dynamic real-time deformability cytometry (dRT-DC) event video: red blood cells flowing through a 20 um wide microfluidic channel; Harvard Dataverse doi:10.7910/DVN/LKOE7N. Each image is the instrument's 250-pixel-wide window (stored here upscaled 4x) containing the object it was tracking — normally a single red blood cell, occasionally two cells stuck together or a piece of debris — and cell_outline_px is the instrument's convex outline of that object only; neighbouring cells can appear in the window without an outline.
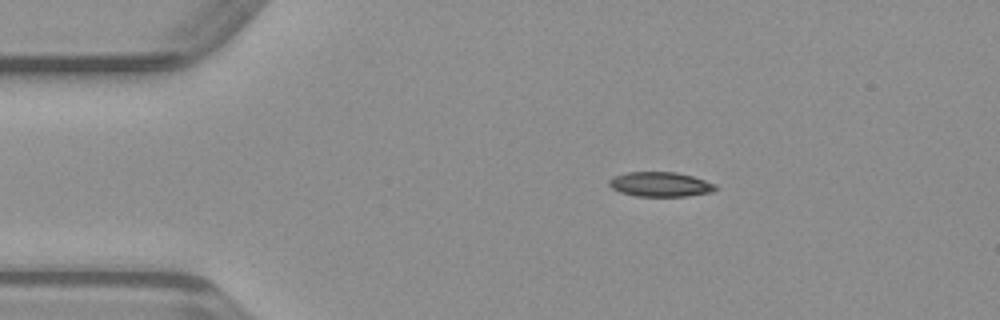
{"species": "common noctule bat (a hibernating species)", "species_latin": "Nyctalus noctula", "temperature_condition": "warm", "stored_images_in_passage": 41, "camera_frame_rate_fps": 3000, "um_per_image_px": 0.085, "animal": {"sex": "male", "body_mass_g": 23.1, "forearm_length_mm": 52.7}, "frame": {"image": 1, "passage_image": 1, "time_ms": 0.0, "image_size_px": [1000, 320], "cell_outline_px": [[716, 188], [712, 192], [684, 196], [636, 196], [620, 192], [612, 188], [608, 184], [608, 180], [612, 176], [624, 172], [676, 172], [692, 176], [716, 184]], "centroid_in_image_um": [56.07, 15.66], "position_along_channel_um": 28.9, "area_um2": 15.32}}
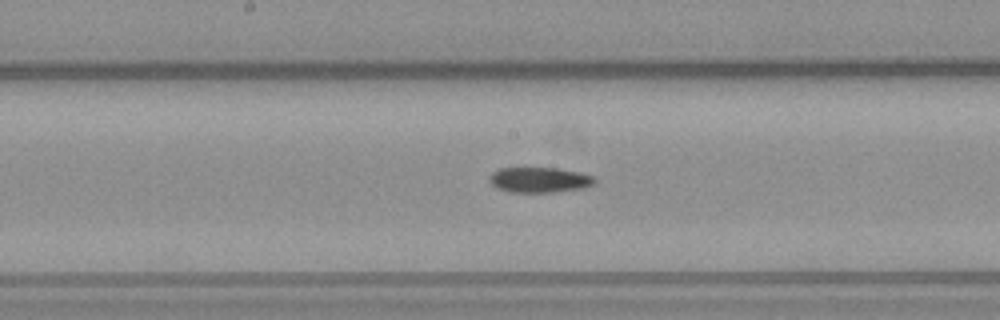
{"frame": {"image": 2, "passage_image": 17, "time_ms": 5.333, "image_size_px": [1000, 320], "cell_outline_px": [[596, 180], [592, 184], [584, 188], [552, 192], [508, 192], [496, 188], [488, 180], [492, 172], [500, 168], [556, 168], [580, 172], [592, 176]], "centroid_in_image_um": [45.82, 15.29], "position_along_channel_um": 202.4, "area_um2": 15.49}}
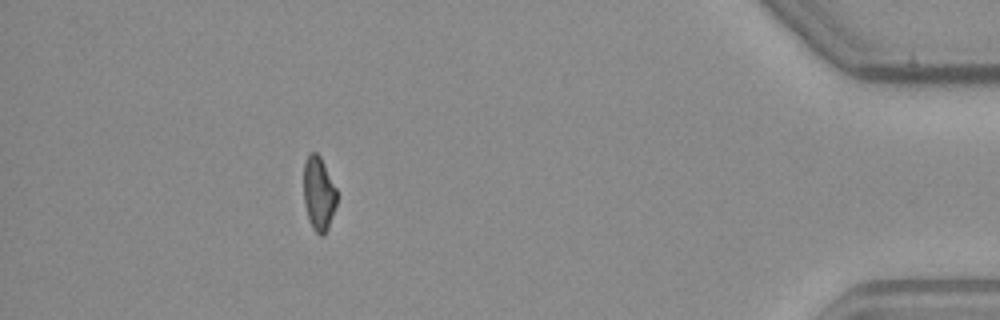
{"frame": {"image": 3, "passage_image": 36, "time_ms": 11.667, "image_size_px": [1000, 320], "cell_outline_px": [[336, 204], [328, 228], [324, 236], [320, 236], [312, 228], [304, 204], [304, 160], [308, 152], [316, 152], [320, 156], [336, 188]], "centroid_in_image_um": [27.07, 16.44], "position_along_channel_um": 408.1, "area_um2": 14.28}}